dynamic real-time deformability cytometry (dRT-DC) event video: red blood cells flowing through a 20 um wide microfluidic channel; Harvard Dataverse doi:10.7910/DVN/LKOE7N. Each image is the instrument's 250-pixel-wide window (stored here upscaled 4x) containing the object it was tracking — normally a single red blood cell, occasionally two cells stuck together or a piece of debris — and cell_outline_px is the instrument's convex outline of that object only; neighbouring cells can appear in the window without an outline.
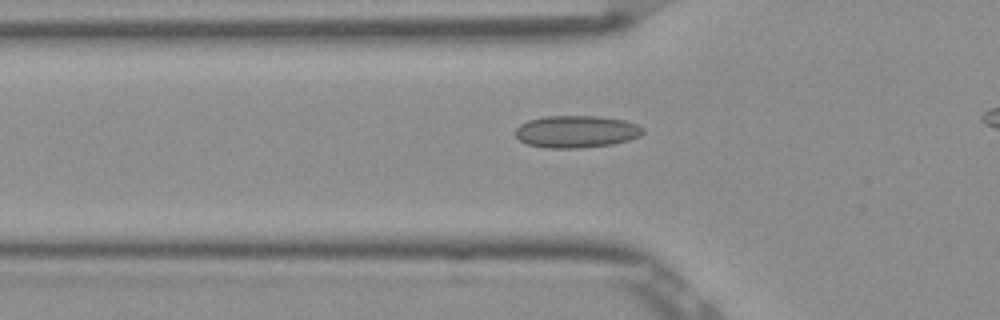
{"species": "Egyptian fruit bat (a non-hibernating species)", "species_latin": "Rousettus aegyptiacus", "temperature_condition": "room temperature", "stored_images_in_passage": 35, "camera_frame_rate_fps": 3000, "um_per_image_px": 0.085, "frame": {"image": 1, "passage_image": 7, "time_ms": 2.0, "image_size_px": [1000, 320], "cell_outline_px": [[644, 132], [640, 136], [628, 140], [612, 144], [580, 148], [544, 148], [528, 144], [520, 140], [516, 136], [516, 128], [520, 124], [528, 120], [544, 116], [600, 116], [624, 120], [636, 124], [644, 128]], "centroid_in_image_um": [48.99, 11.18], "position_along_channel_um": 76.8, "area_um2": 23.99}}
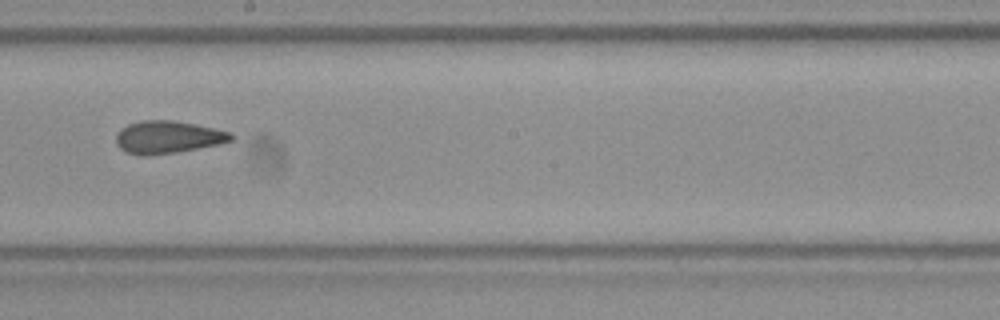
{"frame": {"image": 2, "passage_image": 19, "time_ms": 6.0, "image_size_px": [1000, 320], "cell_outline_px": [[236, 136], [232, 140], [216, 144], [176, 152], [144, 156], [140, 156], [124, 152], [116, 144], [116, 136], [120, 128], [128, 124], [144, 120], [172, 120], [196, 124], [232, 132]], "centroid_in_image_um": [14.24, 11.65], "position_along_channel_um": 234.0, "area_um2": 21.85}}
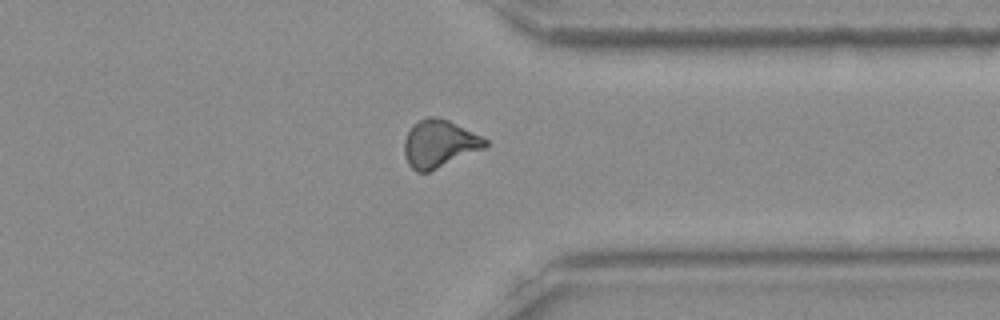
{"frame": {"image": 3, "passage_image": 30, "time_ms": 9.667, "image_size_px": [1000, 320], "cell_outline_px": [[488, 144], [484, 148], [428, 172], [416, 172], [408, 164], [404, 152], [404, 140], [412, 124], [428, 116], [436, 116], [448, 120], [488, 140]], "centroid_in_image_um": [37.3, 12.21], "position_along_channel_um": 374.1, "area_um2": 22.14}, "authors_computed_cell_mechanics": {"area_um2": 21.5594, "velocity_mm_per_s": 3.898, "shape_relaxation_time_tau1_ms": null, "shape_relaxation_time_tau2_ms": 2.507, "deformation_change_tau1": null, "deformation_change_tau2": 0.0856}}